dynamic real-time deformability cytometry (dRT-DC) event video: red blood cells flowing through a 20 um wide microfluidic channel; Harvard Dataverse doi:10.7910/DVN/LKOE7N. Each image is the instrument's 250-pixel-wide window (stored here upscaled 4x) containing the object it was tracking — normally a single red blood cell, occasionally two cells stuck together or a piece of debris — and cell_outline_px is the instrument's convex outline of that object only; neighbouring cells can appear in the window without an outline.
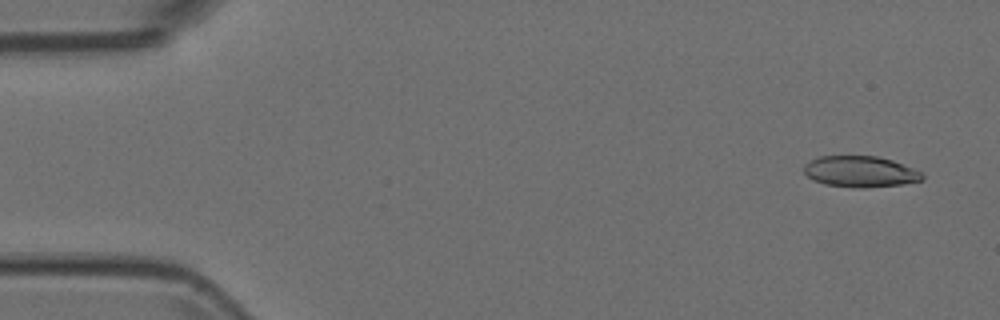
{"species": "Egyptian fruit bat (a non-hibernating species)", "species_latin": "Rousettus aegyptiacus", "temperature_condition": "room temperature", "stored_images_in_passage": 53, "camera_frame_rate_fps": 3000, "um_per_image_px": 0.085, "animal": {"sex": "female"}, "frame": {"image": 1, "passage_image": 3, "time_ms": 0.667, "image_size_px": [1000, 320], "cell_outline_px": [[924, 180], [904, 184], [864, 188], [852, 188], [824, 184], [812, 180], [804, 172], [804, 164], [820, 156], [876, 156], [892, 160], [924, 172]], "centroid_in_image_um": [73.15, 14.6], "position_along_channel_um": 11.8, "area_um2": 21.68}}
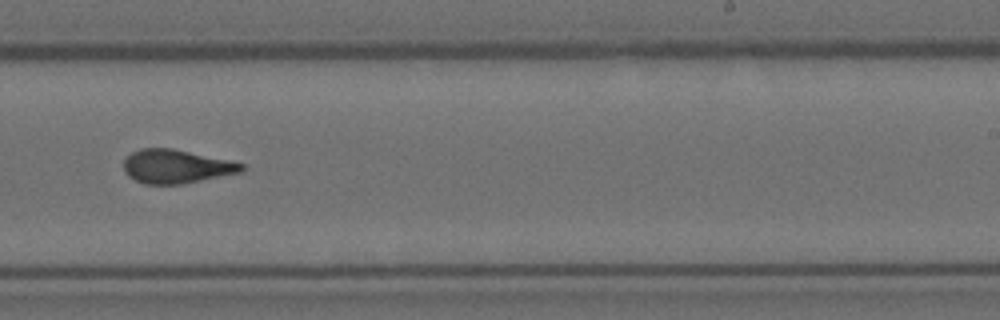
{"frame": {"image": 2, "passage_image": 33, "time_ms": 10.667, "image_size_px": [1000, 320], "cell_outline_px": [[244, 172], [180, 184], [144, 184], [128, 176], [124, 172], [124, 160], [132, 152], [140, 148], [172, 148], [228, 160], [244, 164]], "centroid_in_image_um": [14.97, 14.15], "position_along_channel_um": 274.0, "area_um2": 23.06}}
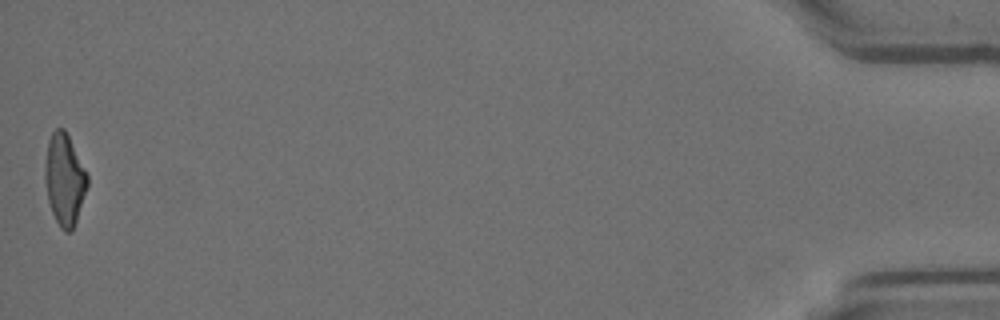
{"frame": {"image": 3, "passage_image": 53, "time_ms": 17.333, "image_size_px": [1000, 320], "cell_outline_px": [[88, 184], [72, 232], [64, 232], [60, 228], [52, 212], [48, 200], [44, 180], [44, 168], [48, 140], [52, 132], [56, 128], [64, 128], [88, 176]], "centroid_in_image_um": [5.46, 15.27], "position_along_channel_um": 429.7, "area_um2": 22.37}}